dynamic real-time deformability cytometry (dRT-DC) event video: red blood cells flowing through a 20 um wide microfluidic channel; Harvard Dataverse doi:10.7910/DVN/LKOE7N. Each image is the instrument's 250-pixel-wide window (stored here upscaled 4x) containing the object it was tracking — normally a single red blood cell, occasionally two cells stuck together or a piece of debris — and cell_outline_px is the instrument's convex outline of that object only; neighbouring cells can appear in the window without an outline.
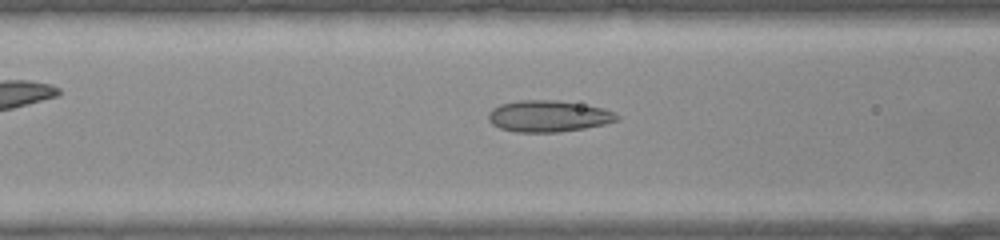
{"species": "common noctule bat (a hibernating species)", "species_latin": "Nyctalus noctula", "temperature_condition": "warm", "stored_images_in_passage": 40, "camera_frame_rate_fps": 3000, "um_per_image_px": 0.085, "animal": {"sex": "female", "body_mass_g": 22.0, "forearm_length_mm": 56.7}, "frame": {"image": 1, "passage_image": 16, "time_ms": 5.0, "image_size_px": [1000, 240], "cell_outline_px": [[620, 120], [604, 124], [584, 128], [560, 132], [516, 132], [500, 128], [492, 124], [488, 120], [488, 112], [492, 108], [500, 104], [516, 100], [556, 100], [604, 108], [616, 112], [620, 116]], "centroid_in_image_um": [46.61, 9.87], "position_along_channel_um": 120.0, "area_um2": 23.76}}
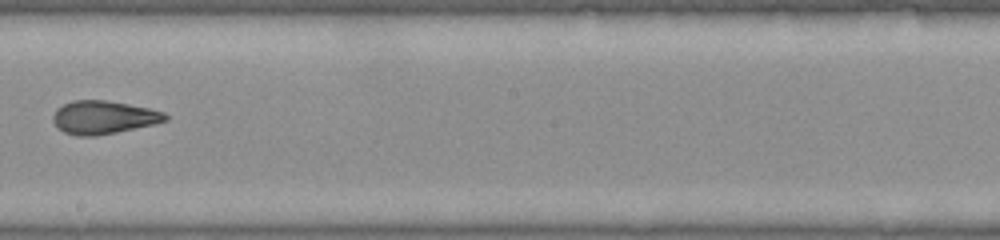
{"frame": {"image": 2, "passage_image": 23, "time_ms": 7.333, "image_size_px": [1000, 240], "cell_outline_px": [[168, 120], [156, 124], [96, 136], [76, 136], [64, 132], [56, 128], [52, 120], [52, 116], [56, 108], [72, 100], [104, 100], [128, 104], [148, 108], [164, 112], [168, 116]], "centroid_in_image_um": [8.77, 9.98], "position_along_channel_um": 239.4, "area_um2": 21.91}}
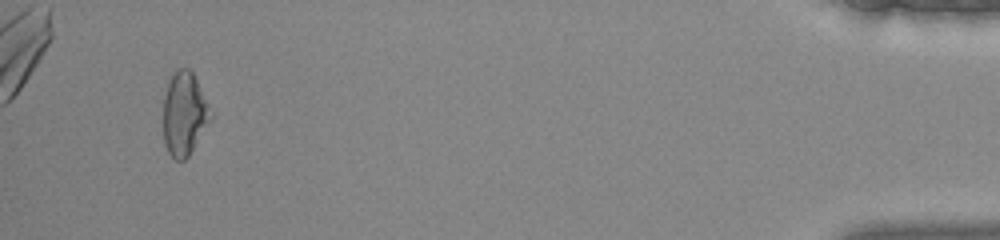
{"frame": {"image": 3, "passage_image": 38, "time_ms": 12.333, "image_size_px": [1000, 240], "cell_outline_px": [[212, 116], [188, 156], [184, 160], [176, 160], [168, 152], [164, 144], [164, 96], [168, 84], [176, 68], [188, 68], [192, 72], [208, 104]], "centroid_in_image_um": [15.64, 9.67], "position_along_channel_um": 419.6, "area_um2": 22.43}}